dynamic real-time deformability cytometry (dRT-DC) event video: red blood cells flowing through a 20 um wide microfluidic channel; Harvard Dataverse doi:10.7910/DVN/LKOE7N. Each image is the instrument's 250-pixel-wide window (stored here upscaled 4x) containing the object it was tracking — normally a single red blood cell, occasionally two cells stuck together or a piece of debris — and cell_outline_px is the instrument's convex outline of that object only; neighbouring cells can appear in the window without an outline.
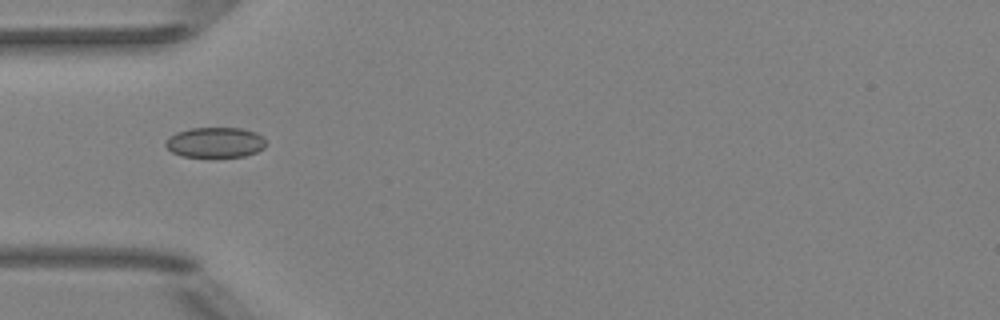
{"species": "Egyptian fruit bat (a non-hibernating species)", "species_latin": "Rousettus aegyptiacus", "temperature_condition": "room temperature", "stored_images_in_passage": 8, "camera_frame_rate_fps": 3000, "um_per_image_px": 0.085, "animal": {"sex": "female"}, "frame": {"image": 1, "passage_image": 5, "time_ms": 4.667, "image_size_px": [1000, 320], "cell_outline_px": [[264, 148], [256, 152], [244, 156], [180, 156], [172, 152], [164, 144], [168, 136], [176, 132], [192, 128], [240, 128], [256, 132], [264, 136]], "centroid_in_image_um": [18.28, 12.09], "position_along_channel_um": 66.7, "area_um2": 17.63}}
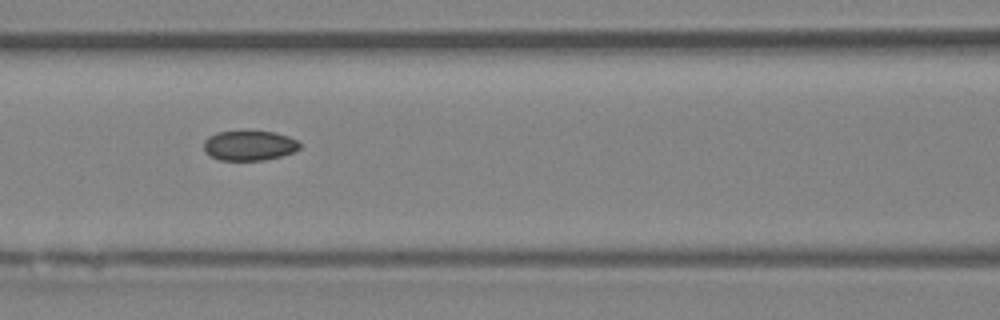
{"frame": {"image": 2, "passage_image": 7, "time_ms": 6.667, "image_size_px": [1000, 320], "cell_outline_px": [[300, 148], [292, 152], [280, 156], [264, 160], [220, 160], [204, 152], [204, 140], [208, 136], [216, 132], [276, 132], [288, 136], [296, 140], [300, 144]], "centroid_in_image_um": [21.17, 12.37], "position_along_channel_um": 145.4, "area_um2": 16.53}}
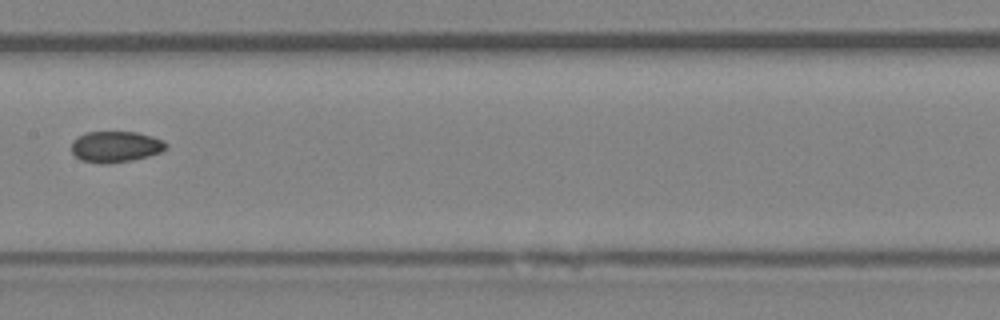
{"frame": {"image": 3, "passage_image": 8, "time_ms": 8.0, "image_size_px": [1000, 320], "cell_outline_px": [[168, 148], [160, 152], [148, 156], [132, 160], [104, 164], [80, 160], [72, 152], [72, 140], [76, 136], [84, 132], [136, 132], [152, 136], [164, 140], [168, 144]], "centroid_in_image_um": [9.83, 12.46], "position_along_channel_um": 197.6, "area_um2": 17.28}}